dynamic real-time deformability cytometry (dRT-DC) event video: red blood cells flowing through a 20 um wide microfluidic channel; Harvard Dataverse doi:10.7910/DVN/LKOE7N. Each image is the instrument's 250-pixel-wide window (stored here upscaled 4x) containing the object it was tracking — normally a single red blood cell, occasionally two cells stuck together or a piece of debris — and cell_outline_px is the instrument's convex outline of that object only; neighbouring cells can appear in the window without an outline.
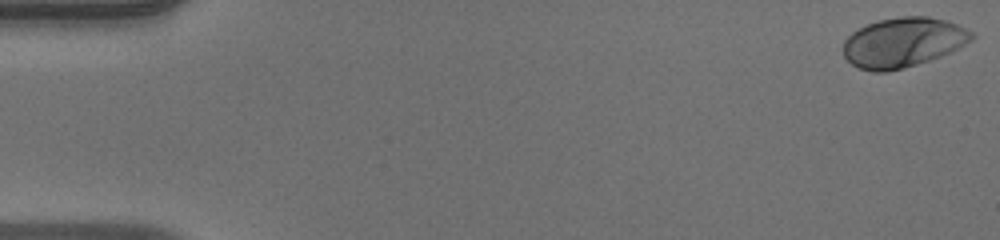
{"species": "human", "species_latin": "Homo sapiens", "temperature_condition": "warm", "stored_images_in_passage": 52, "camera_frame_rate_fps": 3000, "um_per_image_px": 0.085, "donor": {"sex": "male"}, "frame": {"image": 1, "passage_image": 1, "time_ms": 0.0, "image_size_px": [1000, 240], "cell_outline_px": [[976, 36], [972, 40], [940, 56], [904, 68], [884, 72], [872, 72], [856, 68], [844, 56], [844, 40], [852, 32], [868, 24], [880, 20], [904, 16], [928, 16], [944, 20], [956, 24], [972, 32]], "centroid_in_image_um": [76.73, 3.61], "position_along_channel_um": 8.3, "area_um2": 36.82}}
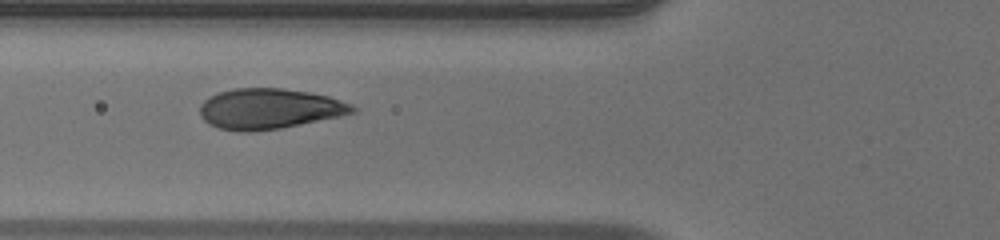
{"frame": {"image": 2, "passage_image": 20, "time_ms": 6.333, "image_size_px": [1000, 240], "cell_outline_px": [[360, 108], [356, 112], [340, 116], [280, 128], [248, 132], [240, 132], [216, 128], [208, 124], [200, 116], [200, 104], [208, 96], [220, 92], [236, 88], [280, 88], [308, 92], [328, 96], [352, 104]], "centroid_in_image_um": [22.87, 9.25], "position_along_channel_um": 102.9, "area_um2": 36.13}}
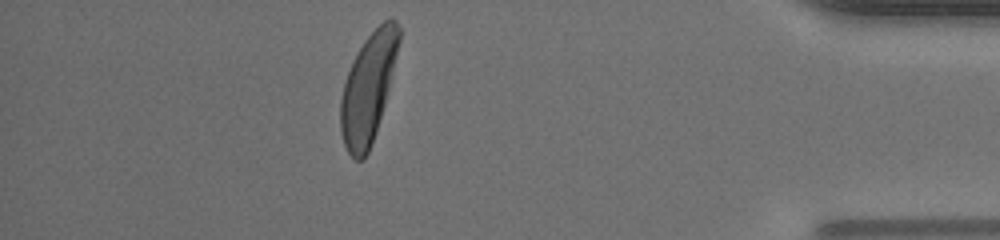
{"frame": {"image": 3, "passage_image": 46, "time_ms": 15.0, "image_size_px": [1000, 240], "cell_outline_px": [[400, 40], [392, 76], [384, 104], [368, 152], [364, 160], [356, 160], [348, 152], [344, 144], [340, 132], [340, 100], [344, 84], [352, 60], [364, 40], [384, 20], [392, 16], [396, 20], [400, 28]], "centroid_in_image_um": [31.29, 7.44], "position_along_channel_um": 403.9, "area_um2": 36.65}, "authors_computed_cell_mechanics": {"area_um2": 36.4429, "velocity_mm_per_s": 3.9673, "shape_relaxation_time_tau1_ms": 2.3381, "shape_relaxation_time_tau2_ms": null, "deformation_change_tau1": 0.1906, "deformation_change_tau2": null}}